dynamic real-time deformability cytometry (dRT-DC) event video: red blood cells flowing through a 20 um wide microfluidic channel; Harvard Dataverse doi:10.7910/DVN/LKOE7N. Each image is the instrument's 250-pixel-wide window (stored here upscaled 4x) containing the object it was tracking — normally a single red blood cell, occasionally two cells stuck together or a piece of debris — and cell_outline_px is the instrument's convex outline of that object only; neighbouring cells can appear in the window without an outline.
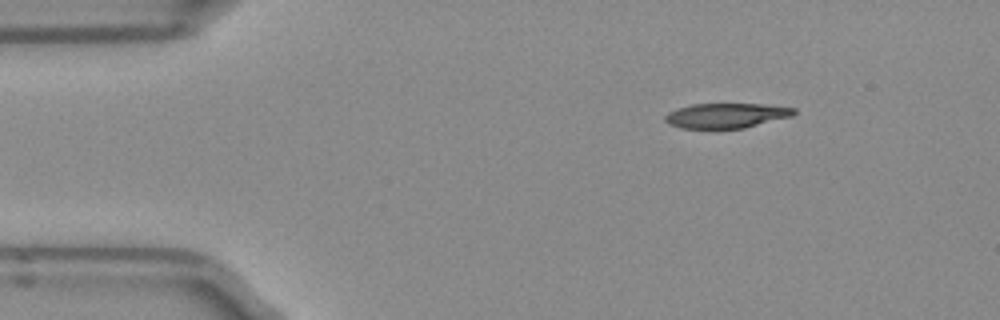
{"species": "Egyptian fruit bat (a non-hibernating species)", "species_latin": "Rousettus aegyptiacus", "temperature_condition": "room temperature", "stored_images_in_passage": 45, "camera_frame_rate_fps": 3000, "um_per_image_px": 0.085, "frame": {"image": 1, "passage_image": 1, "time_ms": 0.0, "image_size_px": [1000, 320], "cell_outline_px": [[796, 112], [792, 116], [744, 128], [680, 128], [668, 124], [664, 120], [664, 116], [668, 112], [692, 104], [764, 104], [796, 108]], "centroid_in_image_um": [61.73, 9.82], "position_along_channel_um": 23.3, "area_um2": 18.61}}
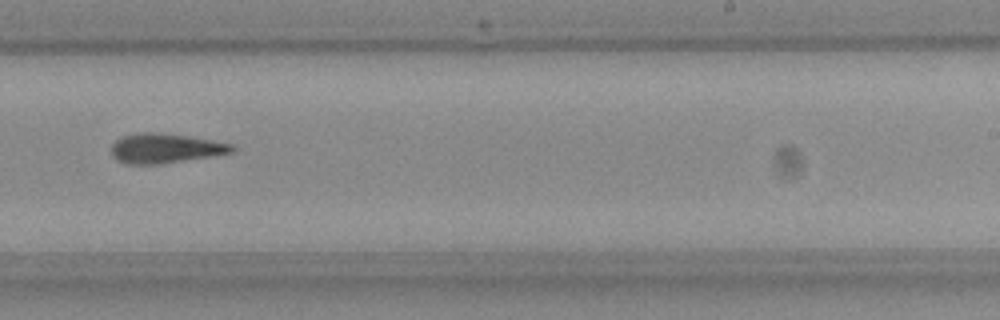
{"frame": {"image": 2, "passage_image": 25, "time_ms": 8.0, "image_size_px": [1000, 320], "cell_outline_px": [[236, 148], [232, 152], [212, 156], [160, 164], [128, 164], [116, 160], [112, 156], [112, 144], [120, 136], [136, 132], [156, 132], [188, 136], [236, 144]], "centroid_in_image_um": [14.04, 12.59], "position_along_channel_um": 275.0, "area_um2": 21.04}}
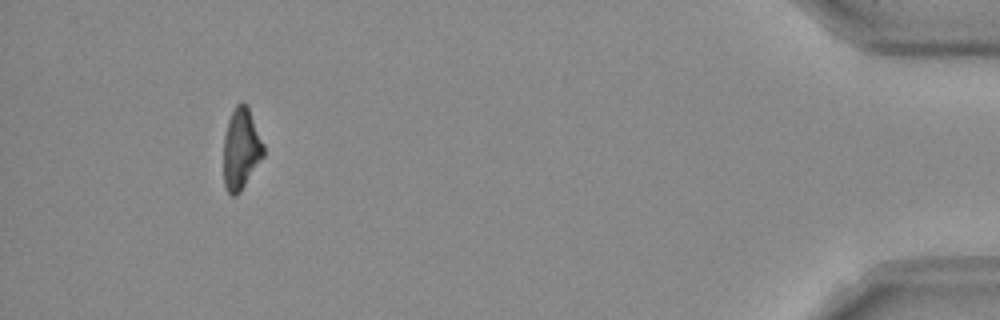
{"frame": {"image": 3, "passage_image": 41, "time_ms": 13.333, "image_size_px": [1000, 320], "cell_outline_px": [[264, 156], [240, 192], [236, 196], [232, 196], [228, 192], [224, 184], [224, 136], [228, 120], [236, 104], [240, 100], [244, 100], [248, 104], [264, 144]], "centroid_in_image_um": [20.5, 12.61], "position_along_channel_um": 414.7, "area_um2": 19.19}, "authors_computed_cell_mechanics": {"area_um2": 20.4034, "velocity_mm_per_s": 3.963, "shape_relaxation_time_tau1_ms": 10.1152, "shape_relaxation_time_tau2_ms": null, "deformation_change_tau1": 0.2551, "deformation_change_tau2": null}}